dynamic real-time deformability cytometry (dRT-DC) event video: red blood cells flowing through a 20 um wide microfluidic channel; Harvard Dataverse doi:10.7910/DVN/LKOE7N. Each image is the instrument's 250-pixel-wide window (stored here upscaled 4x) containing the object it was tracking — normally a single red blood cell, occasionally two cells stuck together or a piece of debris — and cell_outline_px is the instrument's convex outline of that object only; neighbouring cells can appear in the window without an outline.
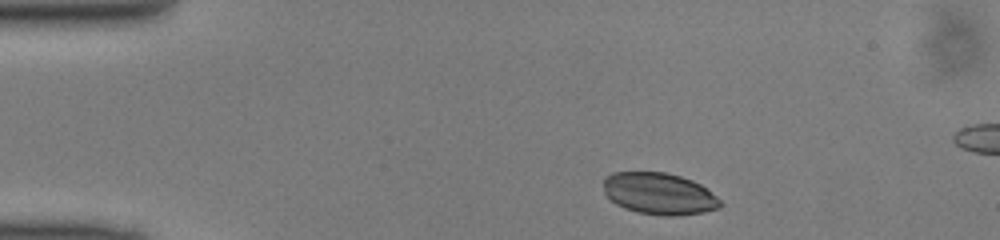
{"species": "common noctule bat (a hibernating species)", "species_latin": "Nyctalus noctula", "temperature_condition": "cold", "stored_images_in_passage": 42, "segment_of_instrument_passage": [1, 2], "camera_frame_rate_fps": 3000, "um_per_image_px": 0.085, "animal": {"sex": "male", "body_mass_g": 13.0, "forearm_length_mm": 53.1}, "frame": {"image": 1, "passage_image": 1, "time_ms": 0.0, "image_size_px": [1000, 240], "cell_outline_px": [[724, 204], [720, 208], [704, 212], [676, 216], [664, 216], [636, 212], [624, 208], [616, 204], [604, 192], [604, 176], [612, 172], [664, 172], [680, 176], [692, 180], [700, 184], [716, 196]], "centroid_in_image_um": [56.03, 16.47], "position_along_channel_um": 29.0, "area_um2": 28.55}}
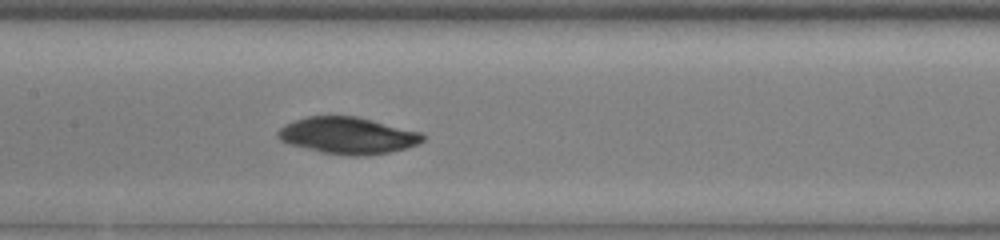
{"frame": {"image": 2, "passage_image": 16, "time_ms": 5.0, "image_size_px": [1000, 240], "cell_outline_px": [[424, 140], [416, 144], [404, 148], [388, 152], [364, 156], [352, 156], [320, 152], [288, 144], [280, 140], [276, 136], [276, 132], [284, 124], [308, 116], [356, 116], [420, 132], [424, 136]], "centroid_in_image_um": [29.5, 11.52], "position_along_channel_um": 177.9, "area_um2": 30.81}}
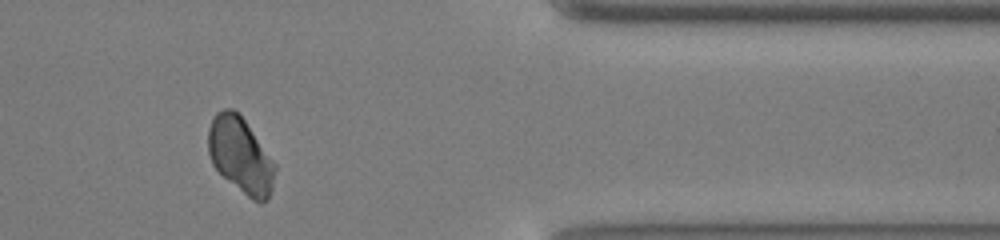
{"frame": {"image": 3, "passage_image": 33, "time_ms": 10.667, "image_size_px": [1000, 240], "cell_outline_px": [[276, 168], [272, 188], [268, 200], [260, 204], [252, 200], [224, 176], [212, 164], [208, 152], [208, 128], [212, 116], [216, 112], [224, 108], [232, 108], [244, 120], [276, 164]], "centroid_in_image_um": [20.44, 13.2], "position_along_channel_um": 391.0, "area_um2": 29.3}}